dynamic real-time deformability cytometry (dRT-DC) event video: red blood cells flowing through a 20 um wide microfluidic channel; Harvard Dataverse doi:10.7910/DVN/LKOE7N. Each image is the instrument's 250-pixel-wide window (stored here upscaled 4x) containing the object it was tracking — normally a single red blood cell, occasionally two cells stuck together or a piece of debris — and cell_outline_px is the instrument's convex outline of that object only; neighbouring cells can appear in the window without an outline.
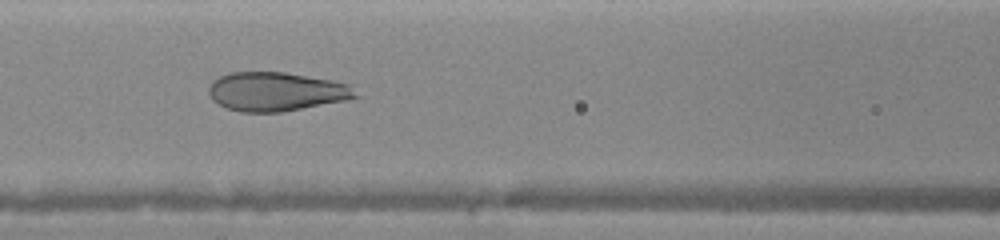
{"species": "human", "species_latin": "Homo sapiens", "temperature_condition": "warm", "stored_images_in_passage": 7, "camera_frame_rate_fps": 3000, "um_per_image_px": 0.085, "donor": {"sex": "female"}, "frame": {"image": 1, "passage_image": 4, "time_ms": 2.0, "image_size_px": [1000, 240], "cell_outline_px": [[360, 96], [348, 100], [280, 112], [240, 112], [228, 108], [212, 100], [208, 92], [208, 88], [212, 80], [228, 72], [284, 72], [332, 80], [352, 84]], "centroid_in_image_um": [23.5, 7.78], "position_along_channel_um": 143.1, "area_um2": 33.52}}
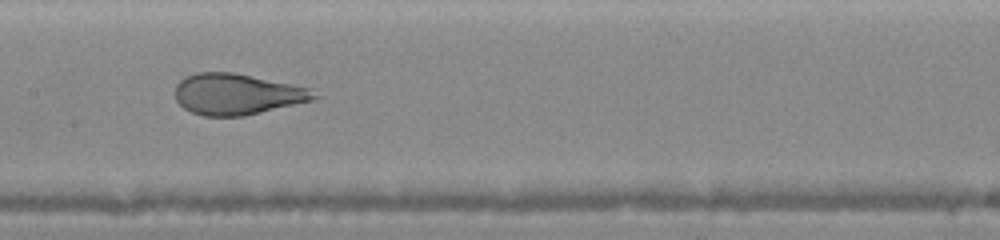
{"frame": {"image": 2, "passage_image": 6, "time_ms": 3.0, "image_size_px": [1000, 240], "cell_outline_px": [[320, 96], [316, 100], [244, 116], [204, 116], [192, 112], [184, 108], [176, 100], [176, 84], [180, 80], [196, 72], [232, 72], [312, 88]], "centroid_in_image_um": [20.2, 8.01], "position_along_channel_um": 187.2, "area_um2": 33.35}}